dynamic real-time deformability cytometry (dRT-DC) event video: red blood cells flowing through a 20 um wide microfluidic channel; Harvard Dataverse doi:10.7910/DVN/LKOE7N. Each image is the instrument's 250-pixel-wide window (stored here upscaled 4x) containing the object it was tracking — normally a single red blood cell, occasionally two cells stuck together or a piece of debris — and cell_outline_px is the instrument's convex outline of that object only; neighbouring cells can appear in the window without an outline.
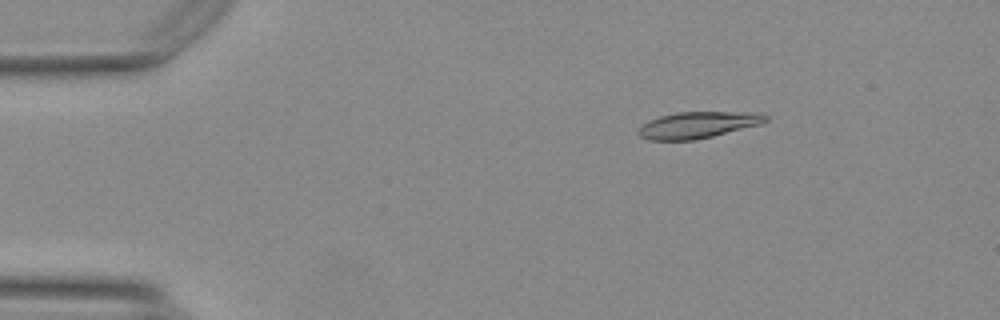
{"species": "Egyptian fruit bat (a non-hibernating species)", "species_latin": "Rousettus aegyptiacus", "temperature_condition": "warm", "stored_images_in_passage": 55, "camera_frame_rate_fps": 3000, "um_per_image_px": 0.085, "animal": {"sex": "female"}, "frame": {"image": 1, "passage_image": 9, "time_ms": 2.667, "image_size_px": [1000, 320], "cell_outline_px": [[768, 120], [760, 124], [696, 140], [648, 140], [640, 136], [636, 132], [648, 120], [660, 116], [676, 112], [764, 112], [768, 116]], "centroid_in_image_um": [59.33, 10.61], "position_along_channel_um": 25.7, "area_um2": 19.65}}
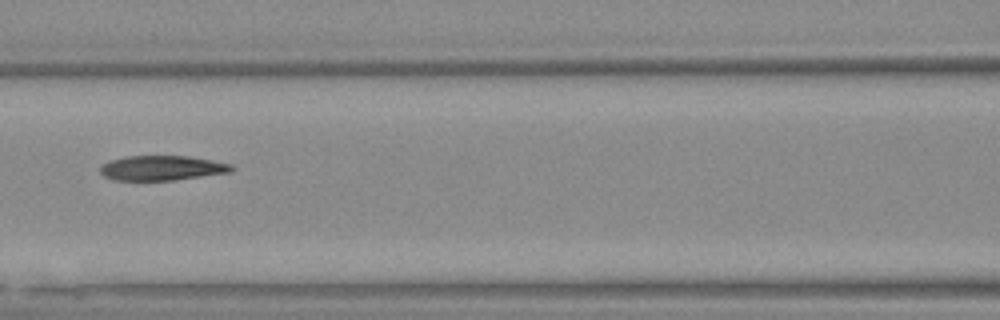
{"frame": {"image": 2, "passage_image": 25, "time_ms": 8.0, "image_size_px": [1000, 320], "cell_outline_px": [[236, 168], [232, 172], [172, 180], [112, 180], [104, 176], [100, 172], [100, 168], [104, 164], [112, 160], [124, 156], [188, 156], [212, 160], [232, 164]], "centroid_in_image_um": [13.8, 14.28], "position_along_channel_um": 152.8, "area_um2": 18.96}}
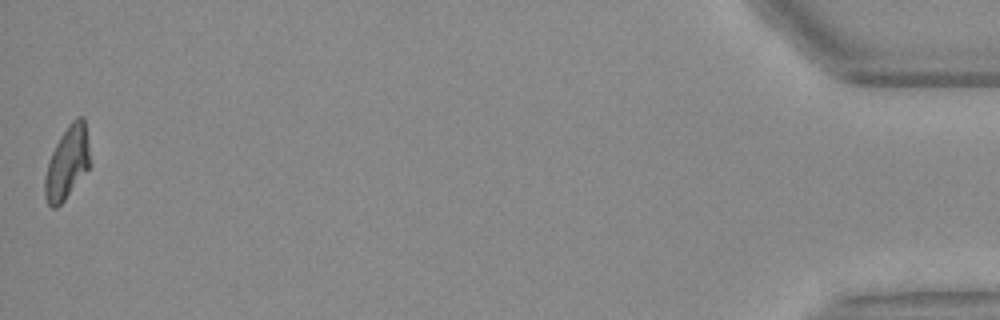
{"frame": {"image": 3, "passage_image": 55, "time_ms": 18.0, "image_size_px": [1000, 320], "cell_outline_px": [[92, 164], [64, 200], [56, 208], [52, 208], [48, 204], [44, 196], [44, 176], [48, 160], [60, 136], [68, 124], [76, 116], [84, 116]], "centroid_in_image_um": [5.72, 13.81], "position_along_channel_um": 429.5, "area_um2": 19.42}, "authors_computed_cell_mechanics": {"area_um2": 19.7676, "velocity_mm_per_s": 3.7199, "shape_relaxation_time_tau1_ms": null, "shape_relaxation_time_tau2_ms": 4.8823, "deformation_change_tau1": null, "deformation_change_tau2": 0.1116}}